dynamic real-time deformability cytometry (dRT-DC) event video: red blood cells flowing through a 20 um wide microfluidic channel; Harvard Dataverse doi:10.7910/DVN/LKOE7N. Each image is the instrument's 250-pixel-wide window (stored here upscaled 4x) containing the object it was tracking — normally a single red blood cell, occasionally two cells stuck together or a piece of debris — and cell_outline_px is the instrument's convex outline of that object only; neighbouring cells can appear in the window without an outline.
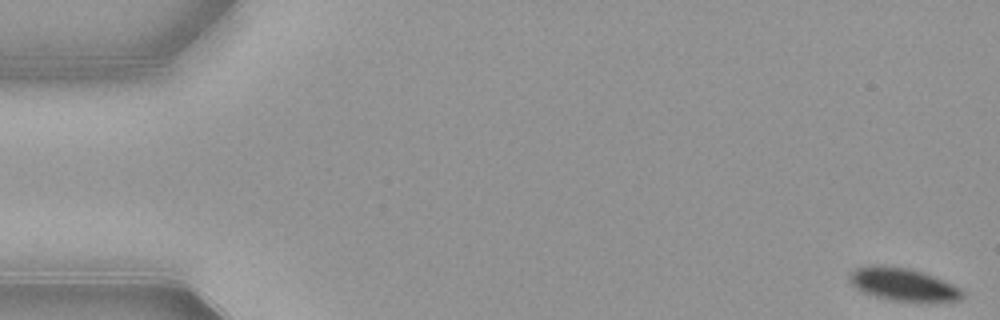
{"species": "common noctule bat (a hibernating species)", "species_latin": "Nyctalus noctula", "temperature_condition": "warm", "stored_images_in_passage": 53, "camera_frame_rate_fps": 3000, "um_per_image_px": 0.085, "animal": {"sex": "female", "body_mass_g": 21.9}, "frame": {"image": 1, "passage_image": 1, "time_ms": 0.0, "image_size_px": [1000, 320], "cell_outline_px": [[964, 296], [960, 300], [892, 300], [876, 296], [864, 292], [856, 288], [848, 280], [848, 276], [856, 268], [876, 264], [884, 264], [908, 268], [944, 280], [960, 288], [964, 292]], "centroid_in_image_um": [76.72, 24.14], "position_along_channel_um": 8.3, "area_um2": 21.1}}
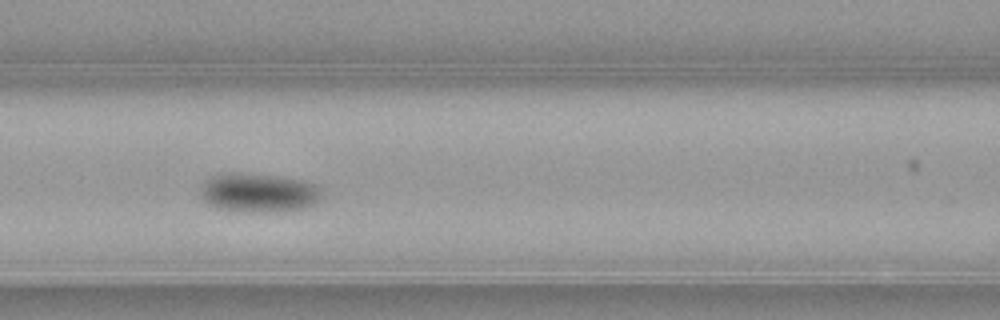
{"frame": {"image": 2, "passage_image": 23, "time_ms": 7.333, "image_size_px": [1000, 320], "cell_outline_px": [[324, 192], [312, 204], [304, 208], [264, 212], [232, 212], [216, 208], [208, 204], [200, 196], [200, 188], [212, 176], [224, 172], [240, 172], [280, 176], [304, 180], [316, 184]], "centroid_in_image_um": [21.94, 16.37], "position_along_channel_um": 144.7, "area_um2": 27.98}}
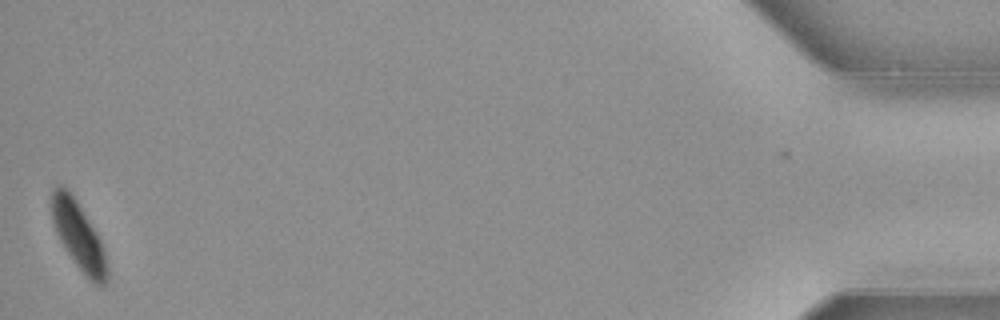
{"frame": {"image": 3, "passage_image": 53, "time_ms": 17.333, "image_size_px": [1000, 320], "cell_outline_px": [[108, 276], [104, 284], [96, 284], [76, 264], [60, 240], [56, 232], [52, 220], [52, 188], [56, 184], [60, 184], [76, 200], [96, 232], [104, 248], [108, 264]], "centroid_in_image_um": [6.68, 20.02], "position_along_channel_um": 428.5, "area_um2": 21.21}, "authors_computed_cell_mechanics": {"area_um2": 24.3916, "velocity_mm_per_s": 3.8519, "shape_relaxation_time_tau1_ms": 2.3852, "shape_relaxation_time_tau2_ms": null, "deformation_change_tau1": 0.1014, "deformation_change_tau2": null}}